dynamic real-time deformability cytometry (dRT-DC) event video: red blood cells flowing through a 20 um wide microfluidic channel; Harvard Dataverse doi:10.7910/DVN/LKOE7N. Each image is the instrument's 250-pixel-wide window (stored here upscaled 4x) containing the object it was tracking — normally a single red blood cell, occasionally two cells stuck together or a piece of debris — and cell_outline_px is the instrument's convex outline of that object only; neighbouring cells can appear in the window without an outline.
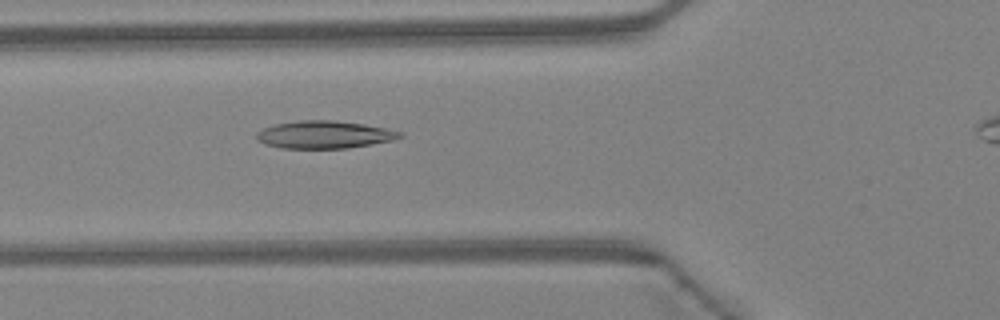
{"species": "Egyptian fruit bat (a non-hibernating species)", "species_latin": "Rousettus aegyptiacus", "temperature_condition": "warm", "stored_images_in_passage": 28, "camera_frame_rate_fps": 3000, "um_per_image_px": 0.085, "animal": {"sex": "female"}, "frame": {"image": 1, "passage_image": 3, "time_ms": 0.667, "image_size_px": [1000, 320], "cell_outline_px": [[404, 136], [396, 140], [348, 148], [280, 148], [264, 144], [256, 140], [256, 132], [264, 128], [276, 124], [300, 120], [332, 120], [364, 124], [404, 132]], "centroid_in_image_um": [27.59, 11.45], "position_along_channel_um": 98.2, "area_um2": 23.18}}
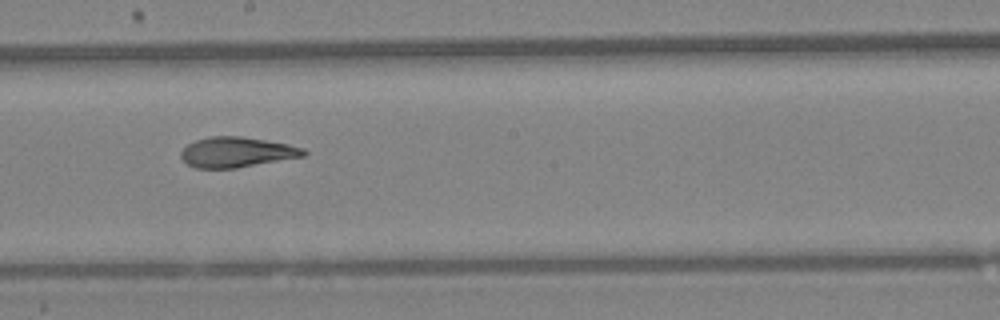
{"frame": {"image": 2, "passage_image": 12, "time_ms": 3.667, "image_size_px": [1000, 320], "cell_outline_px": [[308, 152], [304, 156], [236, 168], [196, 168], [188, 164], [180, 156], [180, 152], [188, 144], [196, 140], [208, 136], [240, 136], [288, 144], [304, 148]], "centroid_in_image_um": [20.12, 12.93], "position_along_channel_um": 228.1, "area_um2": 21.5}}
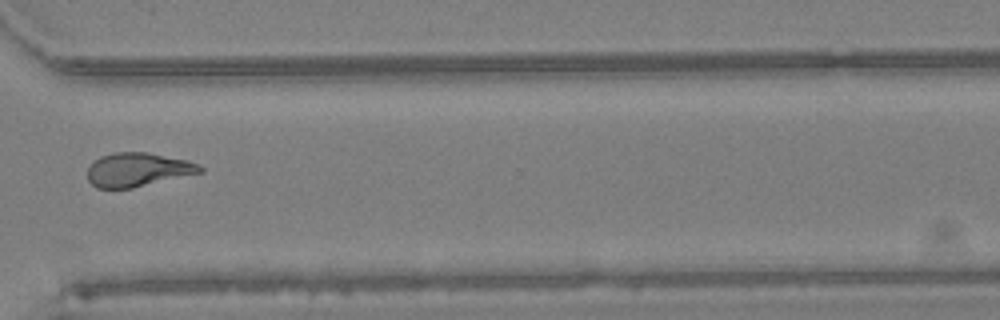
{"frame": {"image": 3, "passage_image": 21, "time_ms": 6.667, "image_size_px": [1000, 320], "cell_outline_px": [[204, 172], [132, 188], [96, 188], [88, 180], [88, 168], [100, 156], [116, 152], [148, 152], [188, 160], [200, 164], [204, 168]], "centroid_in_image_um": [11.76, 14.42], "position_along_channel_um": 358.8, "area_um2": 22.25}, "authors_computed_cell_mechanics": {"area_um2": 21.9351, "velocity_mm_per_s": 4.3387, "shape_relaxation_time_tau1_ms": 10.0406, "shape_relaxation_time_tau2_ms": 2.2243, "deformation_change_tau1": 0.2688, "deformation_change_tau2": 0.0976}}